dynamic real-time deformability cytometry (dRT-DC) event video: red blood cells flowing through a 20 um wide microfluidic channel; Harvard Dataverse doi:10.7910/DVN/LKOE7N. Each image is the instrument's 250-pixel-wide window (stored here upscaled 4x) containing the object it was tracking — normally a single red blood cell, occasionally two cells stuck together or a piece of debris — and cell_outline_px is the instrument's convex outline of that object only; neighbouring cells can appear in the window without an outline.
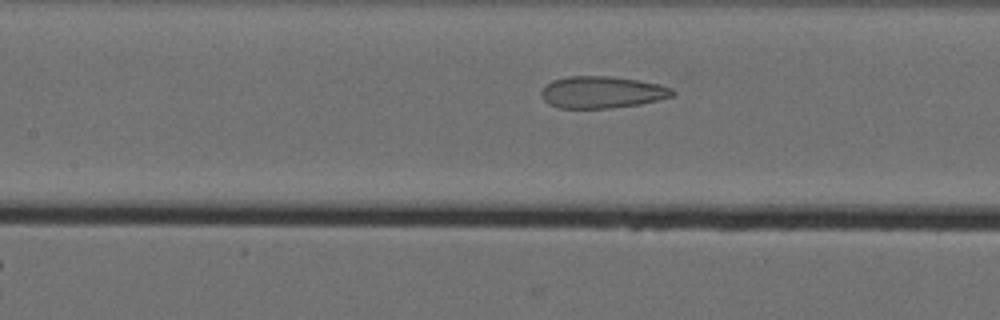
{"species": "Egyptian fruit bat (a non-hibernating species)", "species_latin": "Rousettus aegyptiacus", "temperature_condition": "cold", "stored_images_in_passage": 25, "camera_frame_rate_fps": 3000, "um_per_image_px": 0.085, "animal": {"sex": "female"}, "frame": {"image": 1, "passage_image": 22, "time_ms": 7.0, "image_size_px": [1000, 320], "cell_outline_px": [[676, 92], [672, 96], [640, 104], [612, 108], [556, 108], [548, 104], [544, 100], [540, 92], [552, 80], [568, 76], [612, 76], [640, 80], [660, 84], [672, 88]], "centroid_in_image_um": [51.17, 7.83], "position_along_channel_um": 156.2, "area_um2": 24.51}}